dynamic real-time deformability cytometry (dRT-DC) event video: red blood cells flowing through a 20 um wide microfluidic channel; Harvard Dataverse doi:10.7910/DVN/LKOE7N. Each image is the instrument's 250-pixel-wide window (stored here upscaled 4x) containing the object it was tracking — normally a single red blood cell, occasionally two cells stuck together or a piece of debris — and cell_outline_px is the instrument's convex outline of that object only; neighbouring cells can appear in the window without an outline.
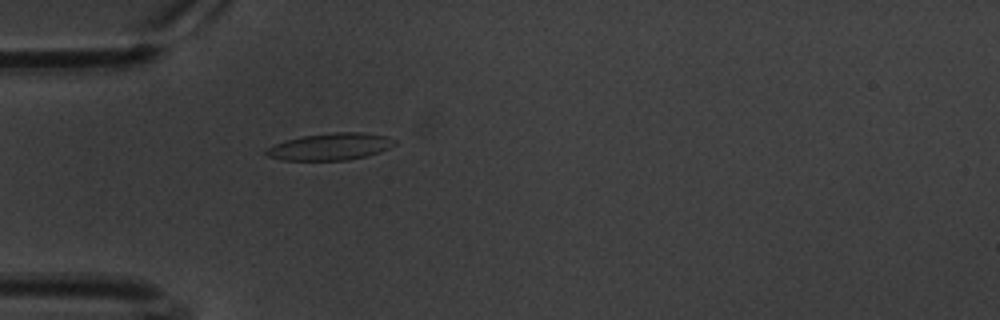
{"species": "common noctule bat (a hibernating species)", "species_latin": "Nyctalus noctula", "temperature_condition": "warm", "stored_images_in_passage": 49, "camera_frame_rate_fps": 3000, "um_per_image_px": 0.085, "animal": {"sex": "male", "body_mass_g": 20.1, "forearm_length_mm": 53.5}, "frame": {"image": 1, "passage_image": 7, "time_ms": 2.0, "image_size_px": [1000, 320], "cell_outline_px": [[396, 144], [380, 152], [368, 156], [348, 160], [280, 160], [268, 156], [264, 152], [268, 148], [284, 140], [300, 136], [332, 132], [360, 132], [388, 136], [396, 140]], "centroid_in_image_um": [28.1, 12.46], "position_along_channel_um": 56.9, "area_um2": 20.35}}
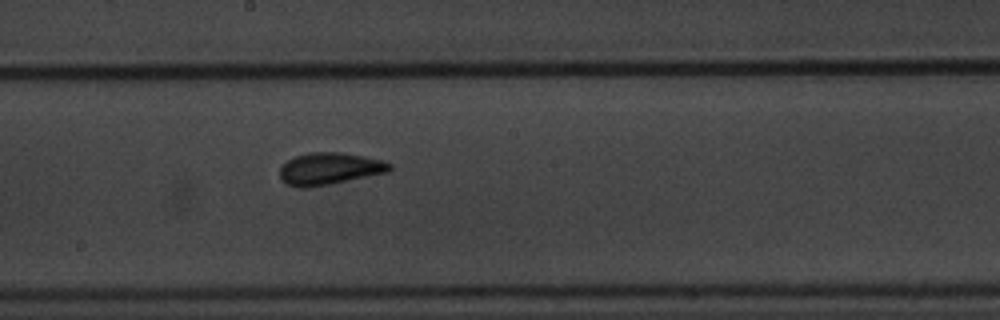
{"frame": {"image": 2, "passage_image": 22, "time_ms": 7.0, "image_size_px": [1000, 320], "cell_outline_px": [[392, 168], [388, 172], [308, 188], [296, 188], [284, 184], [280, 180], [280, 168], [288, 160], [296, 156], [308, 152], [344, 152], [384, 160], [392, 164]], "centroid_in_image_um": [27.99, 14.34], "position_along_channel_um": 220.2, "area_um2": 20.69}}
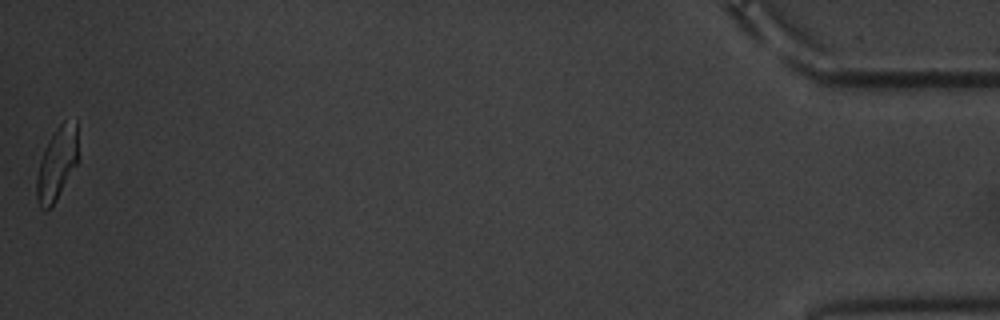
{"frame": {"image": 3, "passage_image": 49, "time_ms": 16.0, "image_size_px": [1000, 320], "cell_outline_px": [[76, 164], [52, 208], [44, 212], [40, 208], [36, 200], [36, 176], [40, 160], [44, 148], [48, 140], [56, 128], [64, 120], [76, 120]], "centroid_in_image_um": [4.78, 13.97], "position_along_channel_um": 430.4, "area_um2": 17.57}, "authors_computed_cell_mechanics": {"area_um2": 19.1896, "velocity_mm_per_s": 3.3622, "shape_relaxation_time_tau1_ms": 4.5738, "shape_relaxation_time_tau2_ms": 1.441, "deformation_change_tau1": 0.1387, "deformation_change_tau2": 0.0942}}